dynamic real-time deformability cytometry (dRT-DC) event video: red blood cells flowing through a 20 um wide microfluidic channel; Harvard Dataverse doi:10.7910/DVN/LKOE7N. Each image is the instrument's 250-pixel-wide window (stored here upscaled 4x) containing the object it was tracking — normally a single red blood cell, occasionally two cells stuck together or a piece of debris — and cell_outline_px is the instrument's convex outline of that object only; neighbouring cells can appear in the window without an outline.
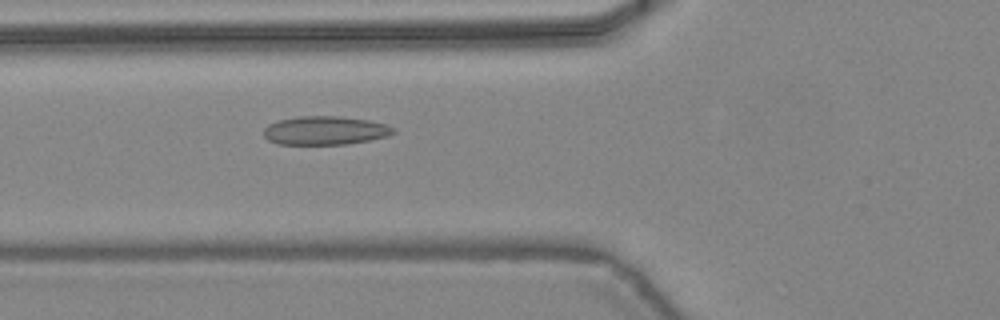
{"species": "common noctule bat (a hibernating species)", "species_latin": "Nyctalus noctula", "temperature_condition": "warm", "stored_images_in_passage": 47, "camera_frame_rate_fps": 3000, "um_per_image_px": 0.085, "animal": {"sex": "female", "body_mass_g": 24.6, "forearm_length_mm": 56.2}, "frame": {"image": 1, "passage_image": 18, "time_ms": 5.667, "image_size_px": [1000, 320], "cell_outline_px": [[396, 132], [388, 136], [348, 144], [276, 144], [268, 140], [264, 136], [264, 128], [268, 124], [280, 120], [300, 116], [336, 116], [368, 120], [384, 124], [396, 128]], "centroid_in_image_um": [27.63, 11.1], "position_along_channel_um": 98.2, "area_um2": 21.56}}
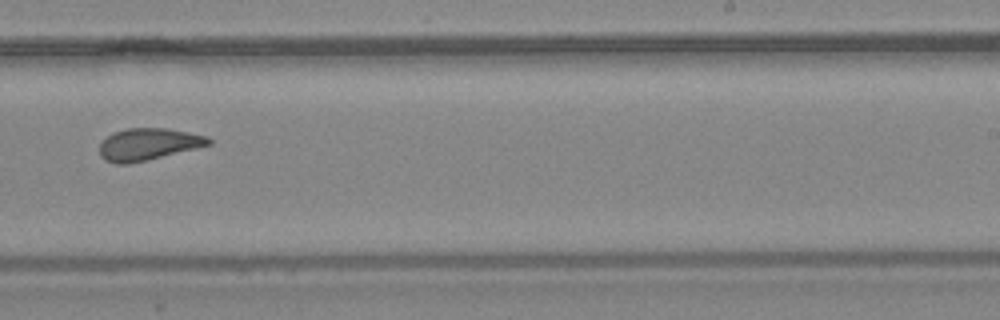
{"frame": {"image": 2, "passage_image": 30, "time_ms": 9.667, "image_size_px": [1000, 320], "cell_outline_px": [[212, 144], [148, 160], [128, 164], [116, 164], [104, 160], [100, 156], [100, 144], [112, 132], [128, 128], [164, 128], [188, 132], [208, 136], [212, 140]], "centroid_in_image_um": [12.6, 12.26], "position_along_channel_um": 276.4, "area_um2": 20.35}}
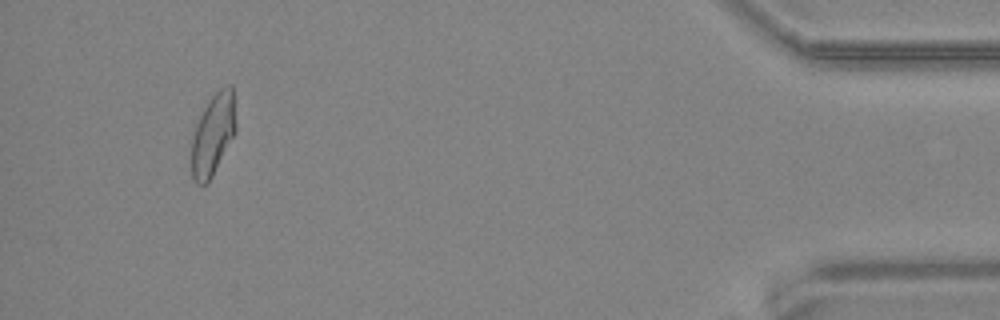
{"frame": {"image": 3, "passage_image": 44, "time_ms": 14.333, "image_size_px": [1000, 320], "cell_outline_px": [[236, 132], [208, 184], [196, 184], [192, 176], [192, 136], [196, 124], [204, 108], [212, 96], [220, 88], [228, 84], [232, 84], [236, 124]], "centroid_in_image_um": [18.12, 11.43], "position_along_channel_um": 417.1, "area_um2": 21.04}, "authors_computed_cell_mechanics": {"area_um2": 21.097, "velocity_mm_per_s": 4.4601, "shape_relaxation_time_tau1_ms": null, "shape_relaxation_time_tau2_ms": 1.8865, "deformation_change_tau1": null, "deformation_change_tau2": 0.0866}}